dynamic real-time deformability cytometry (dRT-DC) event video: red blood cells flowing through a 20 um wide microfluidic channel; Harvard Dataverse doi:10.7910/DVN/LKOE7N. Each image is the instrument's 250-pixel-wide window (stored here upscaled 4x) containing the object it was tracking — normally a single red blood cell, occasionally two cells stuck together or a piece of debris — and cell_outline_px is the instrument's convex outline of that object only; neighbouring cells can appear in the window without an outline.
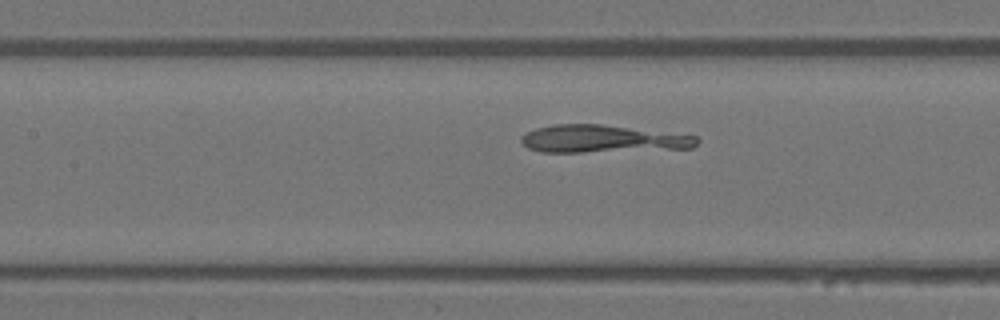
{"species": "Egyptian fruit bat (a non-hibernating species)", "species_latin": "Rousettus aegyptiacus", "temperature_condition": "warm", "stored_images_in_passage": 31, "camera_frame_rate_fps": 3000, "um_per_image_px": 0.085, "animal": {"sex": "female"}, "frame": {"image": 1, "passage_image": 18, "time_ms": 5.667, "image_size_px": [1000, 320], "cell_outline_px": [[700, 140], [692, 148], [580, 152], [540, 152], [528, 148], [520, 140], [520, 136], [536, 128], [552, 124], [600, 124], [696, 136]], "centroid_in_image_um": [51.16, 11.8], "position_along_channel_um": 156.2, "area_um2": 27.98}}
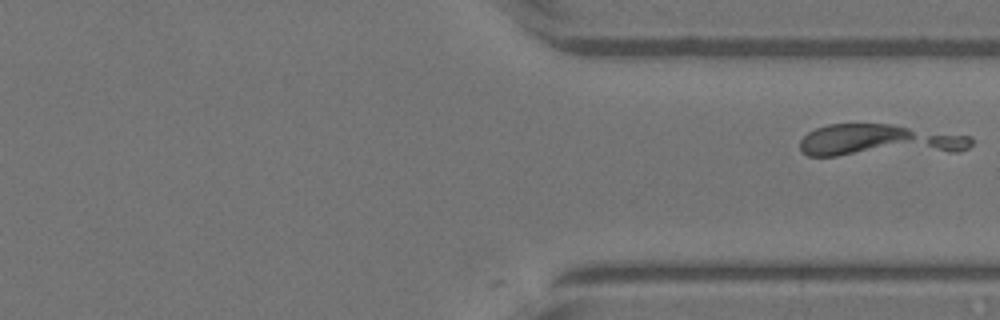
{"frame": {"image": 2, "passage_image": 31, "time_ms": 10.0, "image_size_px": [1000, 320], "cell_outline_px": [[972, 144], [968, 148], [956, 152], [836, 156], [808, 156], [800, 152], [800, 140], [808, 132], [816, 128], [828, 124], [892, 124], [972, 136]], "centroid_in_image_um": [74.74, 11.95], "position_along_channel_um": 336.7, "area_um2": 32.43}}